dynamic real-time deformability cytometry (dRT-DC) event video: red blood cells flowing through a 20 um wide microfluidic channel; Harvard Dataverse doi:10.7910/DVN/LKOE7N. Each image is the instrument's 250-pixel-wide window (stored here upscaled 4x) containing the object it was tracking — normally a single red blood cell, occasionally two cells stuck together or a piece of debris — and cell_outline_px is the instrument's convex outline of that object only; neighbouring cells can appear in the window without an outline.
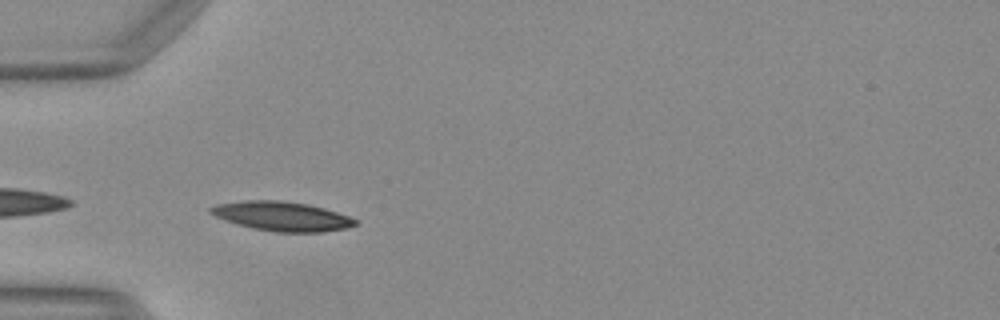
{"species": "Egyptian fruit bat (a non-hibernating species)", "species_latin": "Rousettus aegyptiacus", "temperature_condition": "warm", "stored_images_in_passage": 5, "camera_frame_rate_fps": 3000, "um_per_image_px": 0.085, "animal": {"sex": "female"}, "frame": {"image": 1, "passage_image": 1, "time_ms": 0.0, "image_size_px": [1000, 320], "cell_outline_px": [[356, 224], [344, 228], [320, 232], [276, 232], [252, 228], [224, 220], [208, 212], [208, 208], [216, 204], [248, 200], [280, 200], [308, 204], [324, 208], [348, 216], [356, 220]], "centroid_in_image_um": [23.91, 18.37], "position_along_channel_um": 61.1, "area_um2": 24.51}}